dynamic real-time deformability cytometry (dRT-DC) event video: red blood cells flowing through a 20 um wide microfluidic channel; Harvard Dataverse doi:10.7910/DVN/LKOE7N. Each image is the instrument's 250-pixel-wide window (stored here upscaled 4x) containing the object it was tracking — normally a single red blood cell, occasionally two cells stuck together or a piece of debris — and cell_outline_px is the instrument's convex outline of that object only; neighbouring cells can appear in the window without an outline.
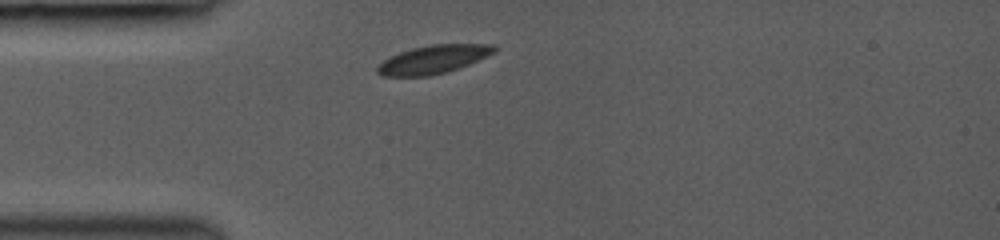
{"species": "common noctule bat (a hibernating species)", "species_latin": "Nyctalus noctula", "temperature_condition": "room temperature", "stored_images_in_passage": 11, "camera_frame_rate_fps": 3000, "um_per_image_px": 0.085, "animal": {"sex": "female", "body_mass_g": 19.0, "forearm_length_mm": 53.3}, "frame": {"image": 1, "passage_image": 1, "time_ms": 0.0, "image_size_px": [1000, 240], "cell_outline_px": [[500, 48], [496, 52], [460, 68], [428, 76], [380, 76], [376, 72], [376, 68], [384, 60], [400, 52], [412, 48], [432, 44], [496, 44]], "centroid_in_image_um": [36.88, 5.04], "position_along_channel_um": 48.1, "area_um2": 19.36}}
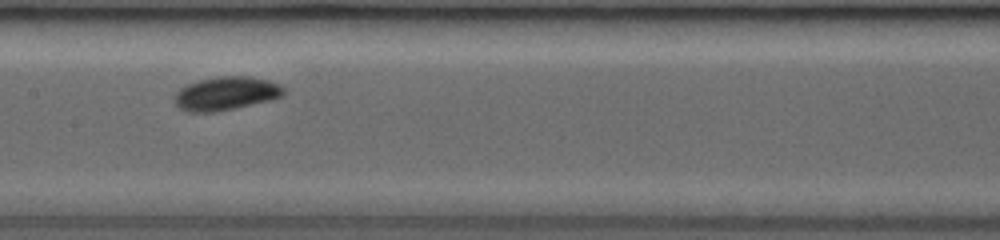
{"frame": {"image": 2, "passage_image": 5, "time_ms": 3.667, "image_size_px": [1000, 240], "cell_outline_px": [[284, 96], [272, 100], [236, 108], [216, 112], [188, 112], [180, 108], [176, 104], [176, 92], [180, 88], [188, 84], [200, 80], [216, 76], [248, 76], [268, 80], [280, 84], [284, 88]], "centroid_in_image_um": [19.25, 7.95], "position_along_channel_um": 188.1, "area_um2": 21.39}}
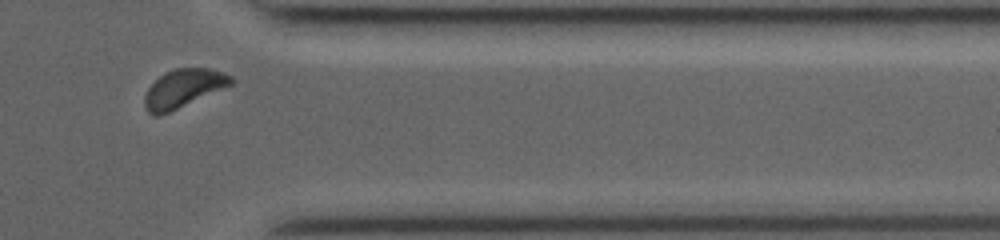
{"frame": {"image": 3, "passage_image": 10, "time_ms": 8.667, "image_size_px": [1000, 240], "cell_outline_px": [[236, 80], [232, 84], [160, 116], [152, 116], [148, 112], [144, 104], [144, 96], [148, 88], [160, 76], [176, 68], [212, 68], [224, 72], [232, 76]], "centroid_in_image_um": [15.59, 7.51], "position_along_channel_um": 395.8, "area_um2": 19.13}, "authors_computed_cell_mechanics": {"area_um2": 19.652, "velocity_mm_per_s": 4.1731, "shape_relaxation_time_tau1_ms": 1.1594, "shape_relaxation_time_tau2_ms": null, "deformation_change_tau1": 0.0547, "deformation_change_tau2": null}}